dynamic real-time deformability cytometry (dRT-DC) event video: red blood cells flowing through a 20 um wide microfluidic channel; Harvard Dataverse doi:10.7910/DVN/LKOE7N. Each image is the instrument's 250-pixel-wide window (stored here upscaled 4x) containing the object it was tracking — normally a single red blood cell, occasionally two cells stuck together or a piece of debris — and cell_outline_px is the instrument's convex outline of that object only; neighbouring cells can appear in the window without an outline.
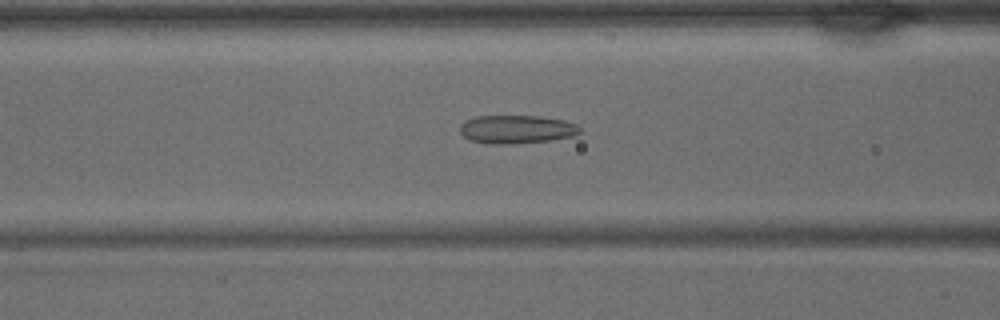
{"species": "common noctule bat (a hibernating species)", "species_latin": "Nyctalus noctula", "temperature_condition": "warm", "stored_images_in_passage": 41, "camera_frame_rate_fps": 3000, "um_per_image_px": 0.085, "animal": {"sex": "male", "body_mass_g": 15.6}, "frame": {"image": 1, "passage_image": 16, "time_ms": 5.0, "image_size_px": [1000, 320], "cell_outline_px": [[580, 132], [572, 136], [548, 140], [512, 144], [488, 144], [472, 140], [464, 136], [460, 132], [460, 124], [464, 120], [476, 116], [540, 116], [564, 120], [576, 124], [580, 128]], "centroid_in_image_um": [43.88, 10.98], "position_along_channel_um": 122.7, "area_um2": 19.77}}
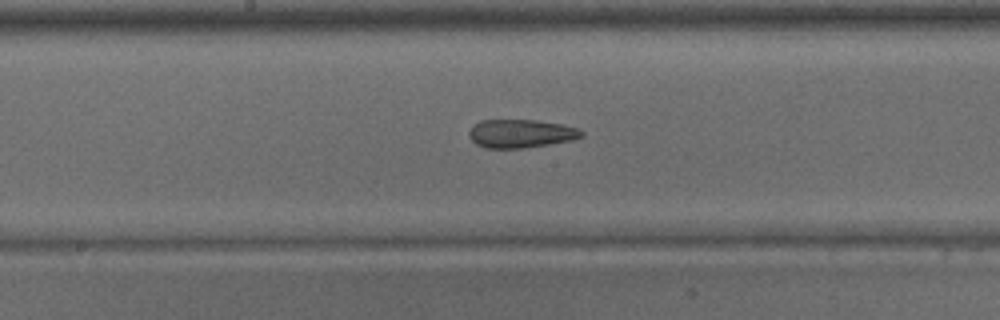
{"frame": {"image": 2, "passage_image": 21, "time_ms": 6.667, "image_size_px": [1000, 320], "cell_outline_px": [[584, 136], [572, 140], [524, 148], [484, 148], [476, 144], [468, 136], [468, 132], [472, 124], [480, 120], [536, 120], [564, 124], [580, 128], [584, 132]], "centroid_in_image_um": [44.27, 11.34], "position_along_channel_um": 203.9, "area_um2": 18.9}}
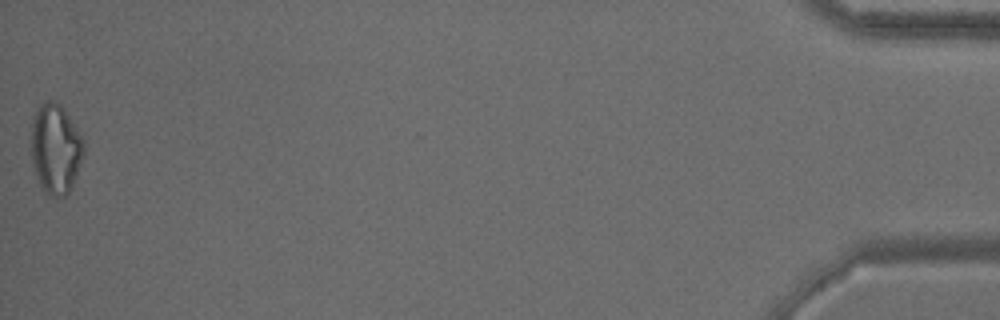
{"frame": {"image": 3, "passage_image": 41, "time_ms": 13.333, "image_size_px": [1000, 320], "cell_outline_px": [[84, 156], [72, 184], [68, 192], [64, 196], [52, 196], [44, 192], [40, 188], [36, 176], [32, 160], [32, 120], [36, 108], [44, 100], [52, 100], [60, 104], [84, 140]], "centroid_in_image_um": [4.71, 12.64], "position_along_channel_um": 430.5, "area_um2": 27.46}}